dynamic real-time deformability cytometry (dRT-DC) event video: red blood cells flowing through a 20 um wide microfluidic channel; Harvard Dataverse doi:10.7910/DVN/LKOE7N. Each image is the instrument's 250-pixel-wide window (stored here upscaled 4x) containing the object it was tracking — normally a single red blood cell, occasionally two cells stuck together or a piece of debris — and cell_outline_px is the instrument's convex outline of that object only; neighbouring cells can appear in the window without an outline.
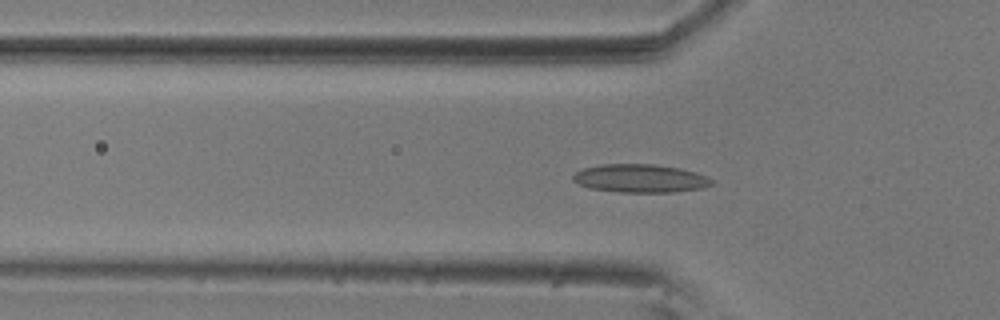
{"species": "common noctule bat (a hibernating species)", "species_latin": "Nyctalus noctula", "temperature_condition": "room temperature", "stored_images_in_passage": 57, "camera_frame_rate_fps": 3000, "um_per_image_px": 0.085, "animal": {"sex": "male", "body_mass_g": 20.5, "forearm_length_mm": 52.5}, "frame": {"image": 1, "passage_image": 18, "time_ms": 5.667, "image_size_px": [1000, 320], "cell_outline_px": [[716, 184], [700, 188], [672, 192], [620, 192], [592, 188], [580, 184], [572, 180], [572, 176], [576, 172], [584, 168], [600, 164], [656, 164], [680, 168], [696, 172], [708, 176]], "centroid_in_image_um": [54.46, 15.15], "position_along_channel_um": 71.3, "area_um2": 22.83}}
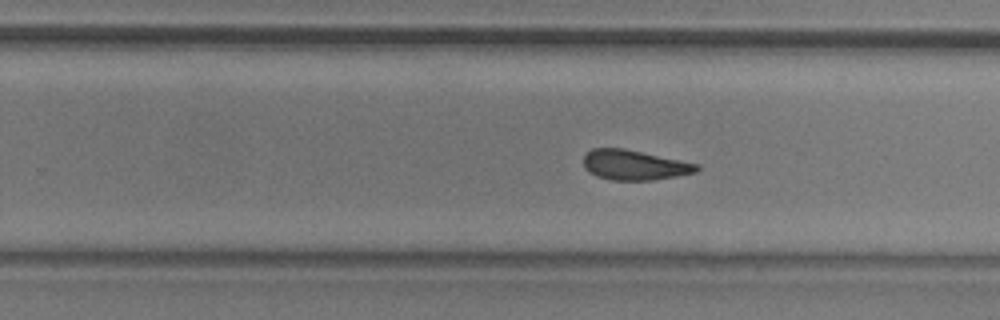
{"frame": {"image": 2, "passage_image": 35, "time_ms": 11.333, "image_size_px": [1000, 320], "cell_outline_px": [[700, 168], [696, 172], [676, 176], [652, 180], [612, 180], [596, 176], [588, 172], [584, 168], [584, 156], [592, 148], [624, 148], [700, 164]], "centroid_in_image_um": [53.92, 14.02], "position_along_channel_um": 275.9, "area_um2": 19.83}}
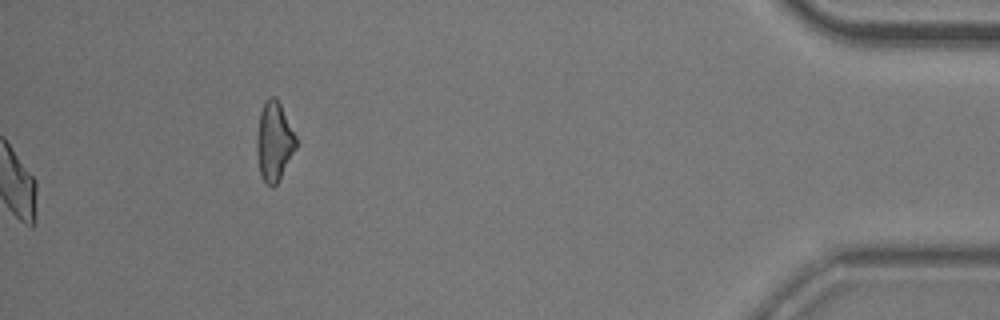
{"frame": {"image": 3, "passage_image": 57, "time_ms": 18.667, "image_size_px": [1000, 320], "cell_outline_px": [[296, 148], [276, 184], [272, 188], [264, 180], [260, 172], [256, 148], [256, 136], [260, 112], [268, 96], [276, 96], [296, 136]], "centroid_in_image_um": [23.29, 11.99], "position_along_channel_um": 411.9, "area_um2": 17.8}, "authors_computed_cell_mechanics": {"area_um2": 20.6346, "velocity_mm_per_s": 3.6002, "shape_relaxation_time_tau1_ms": 5.4039, "shape_relaxation_time_tau2_ms": 2.631, "deformation_change_tau1": 0.1472, "deformation_change_tau2": 0.1075}}